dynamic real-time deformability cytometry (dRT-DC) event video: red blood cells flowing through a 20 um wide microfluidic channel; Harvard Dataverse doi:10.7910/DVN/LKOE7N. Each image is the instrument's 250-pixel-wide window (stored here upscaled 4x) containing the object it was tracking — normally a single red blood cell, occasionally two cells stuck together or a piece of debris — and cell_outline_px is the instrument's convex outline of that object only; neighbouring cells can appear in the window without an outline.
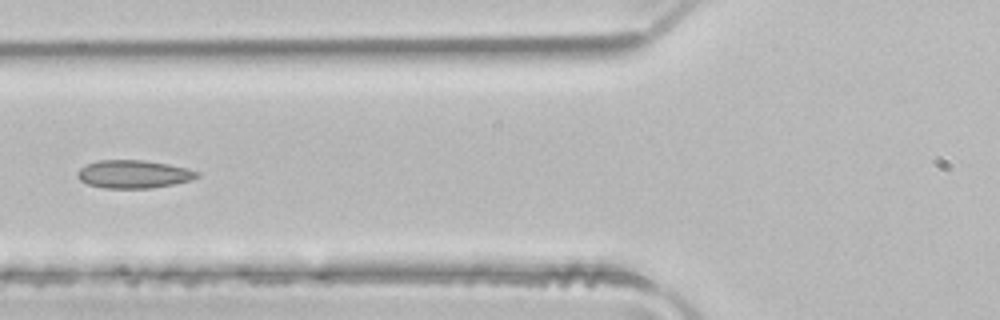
{"species": "common noctule bat (a hibernating species)", "species_latin": "Nyctalus noctula", "temperature_condition": "room temperature", "stored_images_in_passage": 4, "camera_frame_rate_fps": 3000, "um_per_image_px": 0.085, "animal": {"sex": "male", "body_mass_g": 21.5, "forearm_length_mm": 52.0}, "frame": {"image": 1, "passage_image": 4, "time_ms": 1.0, "image_size_px": [1000, 320], "cell_outline_px": [[200, 176], [188, 180], [172, 184], [148, 188], [104, 188], [88, 184], [80, 180], [76, 176], [76, 172], [80, 168], [88, 164], [100, 160], [144, 160], [168, 164], [188, 168], [200, 172]], "centroid_in_image_um": [11.34, 14.8], "position_along_channel_um": 114.5, "area_um2": 19.42}}